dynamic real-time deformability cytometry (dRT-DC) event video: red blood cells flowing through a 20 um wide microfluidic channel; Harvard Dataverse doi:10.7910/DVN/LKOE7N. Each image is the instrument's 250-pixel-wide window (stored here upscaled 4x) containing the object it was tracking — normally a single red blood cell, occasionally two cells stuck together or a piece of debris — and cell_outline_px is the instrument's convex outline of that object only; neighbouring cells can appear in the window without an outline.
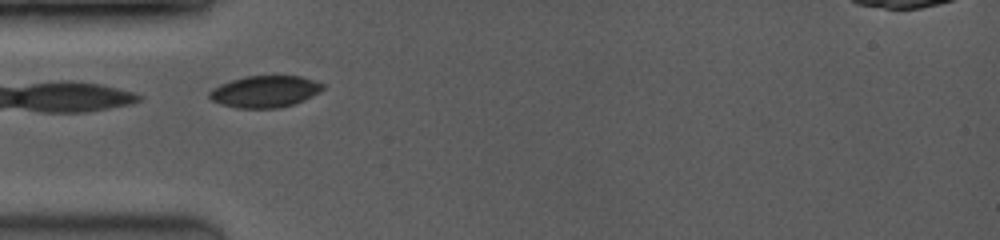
{"species": "common noctule bat (a hibernating species)", "species_latin": "Nyctalus noctula", "temperature_condition": "room temperature", "stored_images_in_passage": 27, "camera_frame_rate_fps": 3500, "um_per_image_px": 0.085, "animal": {"sex": "female", "body_mass_g": 19.0, "forearm_length_mm": 53.3}, "frame": {"image": 1, "passage_image": 1, "time_ms": 0.0, "image_size_px": [1000, 240], "cell_outline_px": [[324, 88], [320, 92], [304, 100], [292, 104], [276, 108], [236, 108], [220, 104], [212, 100], [208, 96], [208, 92], [212, 88], [220, 84], [244, 76], [300, 76], [324, 84]], "centroid_in_image_um": [22.49, 7.78], "position_along_channel_um": 62.5, "area_um2": 20.92}}
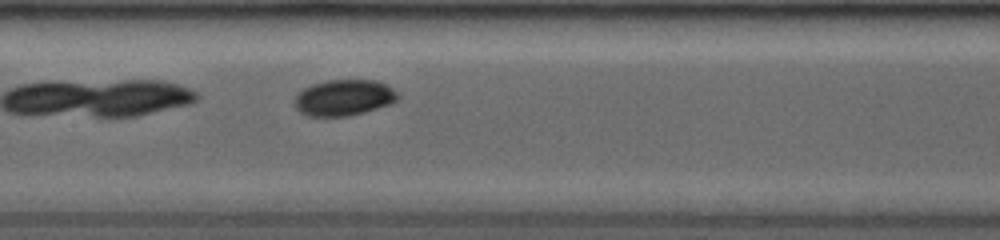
{"frame": {"image": 2, "passage_image": 8, "time_ms": 2.857, "image_size_px": [1000, 240], "cell_outline_px": [[400, 96], [392, 104], [364, 112], [348, 116], [308, 116], [300, 112], [296, 108], [296, 96], [304, 88], [312, 84], [328, 80], [376, 80], [392, 88]], "centroid_in_image_um": [29.26, 8.3], "position_along_channel_um": 178.1, "area_um2": 21.56}}
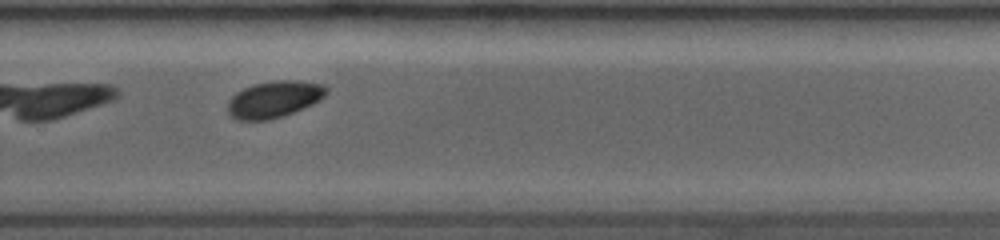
{"frame": {"image": 3, "passage_image": 16, "time_ms": 6.0, "image_size_px": [1000, 240], "cell_outline_px": [[328, 92], [320, 100], [312, 104], [292, 112], [268, 120], [236, 120], [228, 112], [228, 100], [236, 92], [244, 88], [256, 84], [276, 80], [296, 80], [324, 84], [328, 88]], "centroid_in_image_um": [23.31, 8.43], "position_along_channel_um": 306.5, "area_um2": 20.92}, "authors_computed_cell_mechanics": {"area_um2": 20.9236, "velocity_mm_per_s": 4.0984, "shape_relaxation_time_tau1_ms": 1.9596, "shape_relaxation_time_tau2_ms": null, "deformation_change_tau1": 0.0663, "deformation_change_tau2": null}}